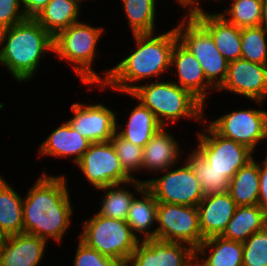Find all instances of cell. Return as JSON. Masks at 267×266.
I'll return each mask as SVG.
<instances>
[{
  "label": "cell",
  "instance_id": "25",
  "mask_svg": "<svg viewBox=\"0 0 267 266\" xmlns=\"http://www.w3.org/2000/svg\"><path fill=\"white\" fill-rule=\"evenodd\" d=\"M158 202L144 187L132 200L126 222L139 241L155 238Z\"/></svg>",
  "mask_w": 267,
  "mask_h": 266
},
{
  "label": "cell",
  "instance_id": "4",
  "mask_svg": "<svg viewBox=\"0 0 267 266\" xmlns=\"http://www.w3.org/2000/svg\"><path fill=\"white\" fill-rule=\"evenodd\" d=\"M105 31V26H92L85 20L72 24L53 38L54 58L72 67L80 85H102V75L93 66L102 56L97 49Z\"/></svg>",
  "mask_w": 267,
  "mask_h": 266
},
{
  "label": "cell",
  "instance_id": "43",
  "mask_svg": "<svg viewBox=\"0 0 267 266\" xmlns=\"http://www.w3.org/2000/svg\"><path fill=\"white\" fill-rule=\"evenodd\" d=\"M4 235L0 232V249H1V246H2V243H3V240H4Z\"/></svg>",
  "mask_w": 267,
  "mask_h": 266
},
{
  "label": "cell",
  "instance_id": "37",
  "mask_svg": "<svg viewBox=\"0 0 267 266\" xmlns=\"http://www.w3.org/2000/svg\"><path fill=\"white\" fill-rule=\"evenodd\" d=\"M26 18L21 0H0V31Z\"/></svg>",
  "mask_w": 267,
  "mask_h": 266
},
{
  "label": "cell",
  "instance_id": "40",
  "mask_svg": "<svg viewBox=\"0 0 267 266\" xmlns=\"http://www.w3.org/2000/svg\"><path fill=\"white\" fill-rule=\"evenodd\" d=\"M178 4L181 10H185L186 15H190L191 13L201 10V0H174V3Z\"/></svg>",
  "mask_w": 267,
  "mask_h": 266
},
{
  "label": "cell",
  "instance_id": "7",
  "mask_svg": "<svg viewBox=\"0 0 267 266\" xmlns=\"http://www.w3.org/2000/svg\"><path fill=\"white\" fill-rule=\"evenodd\" d=\"M174 25L178 41L187 48L202 66L206 80L218 90L224 83L229 62L216 48L211 35L191 16L184 15Z\"/></svg>",
  "mask_w": 267,
  "mask_h": 266
},
{
  "label": "cell",
  "instance_id": "31",
  "mask_svg": "<svg viewBox=\"0 0 267 266\" xmlns=\"http://www.w3.org/2000/svg\"><path fill=\"white\" fill-rule=\"evenodd\" d=\"M183 159L191 166L204 195L228 192L230 181L222 172L214 169L192 146L188 153L186 149Z\"/></svg>",
  "mask_w": 267,
  "mask_h": 266
},
{
  "label": "cell",
  "instance_id": "23",
  "mask_svg": "<svg viewBox=\"0 0 267 266\" xmlns=\"http://www.w3.org/2000/svg\"><path fill=\"white\" fill-rule=\"evenodd\" d=\"M195 266H243V242L214 236L195 249Z\"/></svg>",
  "mask_w": 267,
  "mask_h": 266
},
{
  "label": "cell",
  "instance_id": "41",
  "mask_svg": "<svg viewBox=\"0 0 267 266\" xmlns=\"http://www.w3.org/2000/svg\"><path fill=\"white\" fill-rule=\"evenodd\" d=\"M261 26H264L267 29V0H263L262 3Z\"/></svg>",
  "mask_w": 267,
  "mask_h": 266
},
{
  "label": "cell",
  "instance_id": "22",
  "mask_svg": "<svg viewBox=\"0 0 267 266\" xmlns=\"http://www.w3.org/2000/svg\"><path fill=\"white\" fill-rule=\"evenodd\" d=\"M136 100L130 113L126 112L127 121L121 123L116 119V133L126 141L133 143L138 147H144L152 138V136L163 127L154 114L137 100L131 93H122Z\"/></svg>",
  "mask_w": 267,
  "mask_h": 266
},
{
  "label": "cell",
  "instance_id": "21",
  "mask_svg": "<svg viewBox=\"0 0 267 266\" xmlns=\"http://www.w3.org/2000/svg\"><path fill=\"white\" fill-rule=\"evenodd\" d=\"M237 207L229 192L204 195L197 205L203 239L221 236Z\"/></svg>",
  "mask_w": 267,
  "mask_h": 266
},
{
  "label": "cell",
  "instance_id": "17",
  "mask_svg": "<svg viewBox=\"0 0 267 266\" xmlns=\"http://www.w3.org/2000/svg\"><path fill=\"white\" fill-rule=\"evenodd\" d=\"M168 129L169 127H161L143 147L140 174L149 172L154 175L179 164L183 160L185 149L180 144V139H177Z\"/></svg>",
  "mask_w": 267,
  "mask_h": 266
},
{
  "label": "cell",
  "instance_id": "6",
  "mask_svg": "<svg viewBox=\"0 0 267 266\" xmlns=\"http://www.w3.org/2000/svg\"><path fill=\"white\" fill-rule=\"evenodd\" d=\"M90 217L82 221V230L76 238L100 254L112 257L123 264L131 257L139 243L128 223L97 213Z\"/></svg>",
  "mask_w": 267,
  "mask_h": 266
},
{
  "label": "cell",
  "instance_id": "36",
  "mask_svg": "<svg viewBox=\"0 0 267 266\" xmlns=\"http://www.w3.org/2000/svg\"><path fill=\"white\" fill-rule=\"evenodd\" d=\"M76 242L77 248L75 250L72 266H122L118 260L100 254L97 250L86 246L79 239Z\"/></svg>",
  "mask_w": 267,
  "mask_h": 266
},
{
  "label": "cell",
  "instance_id": "20",
  "mask_svg": "<svg viewBox=\"0 0 267 266\" xmlns=\"http://www.w3.org/2000/svg\"><path fill=\"white\" fill-rule=\"evenodd\" d=\"M48 242L38 236L19 233L4 237L0 266H39L47 257Z\"/></svg>",
  "mask_w": 267,
  "mask_h": 266
},
{
  "label": "cell",
  "instance_id": "29",
  "mask_svg": "<svg viewBox=\"0 0 267 266\" xmlns=\"http://www.w3.org/2000/svg\"><path fill=\"white\" fill-rule=\"evenodd\" d=\"M267 225V213L259 206H238L222 237L244 242Z\"/></svg>",
  "mask_w": 267,
  "mask_h": 266
},
{
  "label": "cell",
  "instance_id": "27",
  "mask_svg": "<svg viewBox=\"0 0 267 266\" xmlns=\"http://www.w3.org/2000/svg\"><path fill=\"white\" fill-rule=\"evenodd\" d=\"M7 181L0 173V232L5 237L23 233L24 196Z\"/></svg>",
  "mask_w": 267,
  "mask_h": 266
},
{
  "label": "cell",
  "instance_id": "18",
  "mask_svg": "<svg viewBox=\"0 0 267 266\" xmlns=\"http://www.w3.org/2000/svg\"><path fill=\"white\" fill-rule=\"evenodd\" d=\"M201 9L190 15L211 35L216 48L228 62L241 59V28L226 21L216 11Z\"/></svg>",
  "mask_w": 267,
  "mask_h": 266
},
{
  "label": "cell",
  "instance_id": "11",
  "mask_svg": "<svg viewBox=\"0 0 267 266\" xmlns=\"http://www.w3.org/2000/svg\"><path fill=\"white\" fill-rule=\"evenodd\" d=\"M155 238L184 243L196 249L203 241L196 206L158 202Z\"/></svg>",
  "mask_w": 267,
  "mask_h": 266
},
{
  "label": "cell",
  "instance_id": "34",
  "mask_svg": "<svg viewBox=\"0 0 267 266\" xmlns=\"http://www.w3.org/2000/svg\"><path fill=\"white\" fill-rule=\"evenodd\" d=\"M110 141L112 142L116 150L117 156L119 157L123 169L133 179H139L143 181L139 177H136V174H140L142 168L143 148L126 141L117 133L114 134Z\"/></svg>",
  "mask_w": 267,
  "mask_h": 266
},
{
  "label": "cell",
  "instance_id": "32",
  "mask_svg": "<svg viewBox=\"0 0 267 266\" xmlns=\"http://www.w3.org/2000/svg\"><path fill=\"white\" fill-rule=\"evenodd\" d=\"M263 0H232L217 12L226 21L237 27L261 26Z\"/></svg>",
  "mask_w": 267,
  "mask_h": 266
},
{
  "label": "cell",
  "instance_id": "38",
  "mask_svg": "<svg viewBox=\"0 0 267 266\" xmlns=\"http://www.w3.org/2000/svg\"><path fill=\"white\" fill-rule=\"evenodd\" d=\"M263 160L259 162V197L258 205L267 213V153L260 154Z\"/></svg>",
  "mask_w": 267,
  "mask_h": 266
},
{
  "label": "cell",
  "instance_id": "14",
  "mask_svg": "<svg viewBox=\"0 0 267 266\" xmlns=\"http://www.w3.org/2000/svg\"><path fill=\"white\" fill-rule=\"evenodd\" d=\"M227 92L246 100H267V65L237 59L229 62L227 77L216 92Z\"/></svg>",
  "mask_w": 267,
  "mask_h": 266
},
{
  "label": "cell",
  "instance_id": "33",
  "mask_svg": "<svg viewBox=\"0 0 267 266\" xmlns=\"http://www.w3.org/2000/svg\"><path fill=\"white\" fill-rule=\"evenodd\" d=\"M241 59L267 65V29L264 26L241 28Z\"/></svg>",
  "mask_w": 267,
  "mask_h": 266
},
{
  "label": "cell",
  "instance_id": "16",
  "mask_svg": "<svg viewBox=\"0 0 267 266\" xmlns=\"http://www.w3.org/2000/svg\"><path fill=\"white\" fill-rule=\"evenodd\" d=\"M170 71L177 74L173 77V82L191 92L205 107H208L209 96L217 90L206 80L196 57L179 41L175 43L171 53Z\"/></svg>",
  "mask_w": 267,
  "mask_h": 266
},
{
  "label": "cell",
  "instance_id": "26",
  "mask_svg": "<svg viewBox=\"0 0 267 266\" xmlns=\"http://www.w3.org/2000/svg\"><path fill=\"white\" fill-rule=\"evenodd\" d=\"M82 5L76 0H49L34 18L53 38L81 21Z\"/></svg>",
  "mask_w": 267,
  "mask_h": 266
},
{
  "label": "cell",
  "instance_id": "13",
  "mask_svg": "<svg viewBox=\"0 0 267 266\" xmlns=\"http://www.w3.org/2000/svg\"><path fill=\"white\" fill-rule=\"evenodd\" d=\"M86 102H73L70 105L72 117L66 122L91 143L109 142L116 133V119L119 110L115 111L112 107L109 108L102 101Z\"/></svg>",
  "mask_w": 267,
  "mask_h": 266
},
{
  "label": "cell",
  "instance_id": "8",
  "mask_svg": "<svg viewBox=\"0 0 267 266\" xmlns=\"http://www.w3.org/2000/svg\"><path fill=\"white\" fill-rule=\"evenodd\" d=\"M250 102L256 103V108L248 105L246 109L238 108L216 119H207L205 116V121L222 137L243 144L255 152L260 149L258 146L267 142V109L261 108L264 102Z\"/></svg>",
  "mask_w": 267,
  "mask_h": 266
},
{
  "label": "cell",
  "instance_id": "1",
  "mask_svg": "<svg viewBox=\"0 0 267 266\" xmlns=\"http://www.w3.org/2000/svg\"><path fill=\"white\" fill-rule=\"evenodd\" d=\"M131 37L134 49L130 48V53L121 57L115 66L101 70L102 85H82L90 88L88 93L94 88L99 92L131 93L144 81L162 80L166 73L170 74L171 53L178 41L174 26L166 32L132 34Z\"/></svg>",
  "mask_w": 267,
  "mask_h": 266
},
{
  "label": "cell",
  "instance_id": "10",
  "mask_svg": "<svg viewBox=\"0 0 267 266\" xmlns=\"http://www.w3.org/2000/svg\"><path fill=\"white\" fill-rule=\"evenodd\" d=\"M143 182L157 202L197 207L204 198L198 179L184 159L175 167L158 172L152 178L143 179Z\"/></svg>",
  "mask_w": 267,
  "mask_h": 266
},
{
  "label": "cell",
  "instance_id": "2",
  "mask_svg": "<svg viewBox=\"0 0 267 266\" xmlns=\"http://www.w3.org/2000/svg\"><path fill=\"white\" fill-rule=\"evenodd\" d=\"M27 188L23 199V233L48 243L63 244L73 224L74 206L65 174L52 175L44 169Z\"/></svg>",
  "mask_w": 267,
  "mask_h": 266
},
{
  "label": "cell",
  "instance_id": "28",
  "mask_svg": "<svg viewBox=\"0 0 267 266\" xmlns=\"http://www.w3.org/2000/svg\"><path fill=\"white\" fill-rule=\"evenodd\" d=\"M241 167L231 178L228 192L237 206L258 205L259 161L255 159Z\"/></svg>",
  "mask_w": 267,
  "mask_h": 266
},
{
  "label": "cell",
  "instance_id": "19",
  "mask_svg": "<svg viewBox=\"0 0 267 266\" xmlns=\"http://www.w3.org/2000/svg\"><path fill=\"white\" fill-rule=\"evenodd\" d=\"M53 129L38 145L37 157L45 156V158H59V160L64 158L67 161L71 159L75 165L88 150L91 142L78 131L73 130L66 121Z\"/></svg>",
  "mask_w": 267,
  "mask_h": 266
},
{
  "label": "cell",
  "instance_id": "45",
  "mask_svg": "<svg viewBox=\"0 0 267 266\" xmlns=\"http://www.w3.org/2000/svg\"><path fill=\"white\" fill-rule=\"evenodd\" d=\"M77 2H79L82 6L84 5L83 2H87L86 0H76ZM92 1V0H90Z\"/></svg>",
  "mask_w": 267,
  "mask_h": 266
},
{
  "label": "cell",
  "instance_id": "9",
  "mask_svg": "<svg viewBox=\"0 0 267 266\" xmlns=\"http://www.w3.org/2000/svg\"><path fill=\"white\" fill-rule=\"evenodd\" d=\"M202 124L203 128L195 133L197 143L193 148L230 181L257 153L243 144L222 137L205 120Z\"/></svg>",
  "mask_w": 267,
  "mask_h": 266
},
{
  "label": "cell",
  "instance_id": "39",
  "mask_svg": "<svg viewBox=\"0 0 267 266\" xmlns=\"http://www.w3.org/2000/svg\"><path fill=\"white\" fill-rule=\"evenodd\" d=\"M49 0H21L27 18H35Z\"/></svg>",
  "mask_w": 267,
  "mask_h": 266
},
{
  "label": "cell",
  "instance_id": "12",
  "mask_svg": "<svg viewBox=\"0 0 267 266\" xmlns=\"http://www.w3.org/2000/svg\"><path fill=\"white\" fill-rule=\"evenodd\" d=\"M75 165L95 190L133 179L123 169L111 141L91 143Z\"/></svg>",
  "mask_w": 267,
  "mask_h": 266
},
{
  "label": "cell",
  "instance_id": "42",
  "mask_svg": "<svg viewBox=\"0 0 267 266\" xmlns=\"http://www.w3.org/2000/svg\"><path fill=\"white\" fill-rule=\"evenodd\" d=\"M122 266H138V265L131 258H129L122 264Z\"/></svg>",
  "mask_w": 267,
  "mask_h": 266
},
{
  "label": "cell",
  "instance_id": "44",
  "mask_svg": "<svg viewBox=\"0 0 267 266\" xmlns=\"http://www.w3.org/2000/svg\"><path fill=\"white\" fill-rule=\"evenodd\" d=\"M206 1H207V0H206ZM208 1H210V0H208ZM211 1H215V2L217 1L216 3H220V2H222V1L225 2V0H211ZM229 1H232V0H228V2H229Z\"/></svg>",
  "mask_w": 267,
  "mask_h": 266
},
{
  "label": "cell",
  "instance_id": "3",
  "mask_svg": "<svg viewBox=\"0 0 267 266\" xmlns=\"http://www.w3.org/2000/svg\"><path fill=\"white\" fill-rule=\"evenodd\" d=\"M50 52H54L53 37L34 18L0 31V66L15 83L23 85L37 77L41 62Z\"/></svg>",
  "mask_w": 267,
  "mask_h": 266
},
{
  "label": "cell",
  "instance_id": "5",
  "mask_svg": "<svg viewBox=\"0 0 267 266\" xmlns=\"http://www.w3.org/2000/svg\"><path fill=\"white\" fill-rule=\"evenodd\" d=\"M131 94L146 106L164 127L175 125L183 119L195 120L198 125H202L205 120V105L169 78L144 82Z\"/></svg>",
  "mask_w": 267,
  "mask_h": 266
},
{
  "label": "cell",
  "instance_id": "24",
  "mask_svg": "<svg viewBox=\"0 0 267 266\" xmlns=\"http://www.w3.org/2000/svg\"><path fill=\"white\" fill-rule=\"evenodd\" d=\"M144 187L145 182L132 179L125 183L97 189L95 192L100 191L103 195L100 198L101 203L99 202L100 208L96 210V213L103 217L126 221L132 200Z\"/></svg>",
  "mask_w": 267,
  "mask_h": 266
},
{
  "label": "cell",
  "instance_id": "30",
  "mask_svg": "<svg viewBox=\"0 0 267 266\" xmlns=\"http://www.w3.org/2000/svg\"><path fill=\"white\" fill-rule=\"evenodd\" d=\"M131 34L155 33L158 30L157 0H120ZM157 26V27H156ZM157 30V31H156Z\"/></svg>",
  "mask_w": 267,
  "mask_h": 266
},
{
  "label": "cell",
  "instance_id": "35",
  "mask_svg": "<svg viewBox=\"0 0 267 266\" xmlns=\"http://www.w3.org/2000/svg\"><path fill=\"white\" fill-rule=\"evenodd\" d=\"M243 266H267V225L243 242Z\"/></svg>",
  "mask_w": 267,
  "mask_h": 266
},
{
  "label": "cell",
  "instance_id": "15",
  "mask_svg": "<svg viewBox=\"0 0 267 266\" xmlns=\"http://www.w3.org/2000/svg\"><path fill=\"white\" fill-rule=\"evenodd\" d=\"M138 266H195V249L157 238L139 241L130 257Z\"/></svg>",
  "mask_w": 267,
  "mask_h": 266
}]
</instances>
